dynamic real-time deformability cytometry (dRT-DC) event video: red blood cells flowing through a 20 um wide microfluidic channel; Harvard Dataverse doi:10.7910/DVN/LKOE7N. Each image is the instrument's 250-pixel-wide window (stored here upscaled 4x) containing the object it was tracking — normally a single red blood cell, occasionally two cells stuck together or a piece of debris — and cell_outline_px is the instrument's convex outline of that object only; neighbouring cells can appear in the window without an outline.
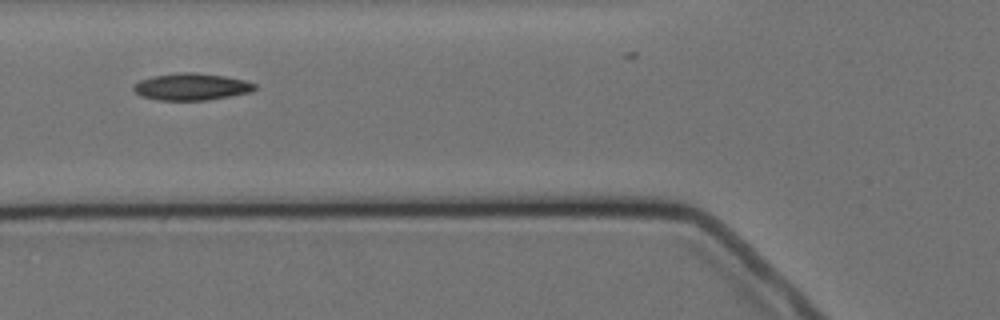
{"species": "Egyptian fruit bat (a non-hibernating species)", "species_latin": "Rousettus aegyptiacus", "temperature_condition": "cold", "stored_images_in_passage": 5, "camera_frame_rate_fps": 3000, "um_per_image_px": 0.085, "animal": {"sex": "female"}, "frame": {"image": 1, "passage_image": 5, "time_ms": 4.667, "image_size_px": [1000, 320], "cell_outline_px": [[256, 88], [252, 92], [208, 100], [160, 100], [140, 96], [132, 88], [132, 84], [140, 80], [152, 76], [180, 72], [192, 72], [224, 76], [244, 80], [256, 84]], "centroid_in_image_um": [16.25, 7.37], "position_along_channel_um": 109.5, "area_um2": 19.07}}